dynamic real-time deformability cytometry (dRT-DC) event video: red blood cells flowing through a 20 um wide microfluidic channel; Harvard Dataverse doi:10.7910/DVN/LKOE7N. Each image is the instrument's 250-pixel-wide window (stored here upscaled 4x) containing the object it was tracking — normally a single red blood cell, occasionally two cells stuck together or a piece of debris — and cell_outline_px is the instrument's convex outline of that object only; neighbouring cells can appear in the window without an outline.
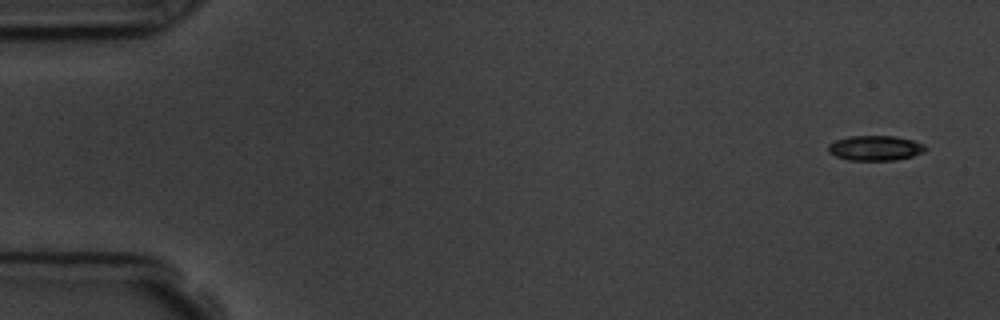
{"species": "common noctule bat (a hibernating species)", "species_latin": "Nyctalus noctula", "temperature_condition": "room temperature", "stored_images_in_passage": 5, "camera_frame_rate_fps": 3000, "um_per_image_px": 0.085, "animal": {"sex": "male", "body_mass_g": 19.5, "forearm_length_mm": 54.6}, "frame": {"image": 1, "passage_image": 1, "time_ms": 0.0, "image_size_px": [1000, 320], "cell_outline_px": [[928, 148], [924, 152], [912, 156], [896, 160], [848, 160], [836, 156], [828, 152], [828, 144], [836, 140], [848, 136], [896, 136], [912, 140], [924, 144]], "centroid_in_image_um": [74.4, 12.58], "position_along_channel_um": 10.6, "area_um2": 14.22}}